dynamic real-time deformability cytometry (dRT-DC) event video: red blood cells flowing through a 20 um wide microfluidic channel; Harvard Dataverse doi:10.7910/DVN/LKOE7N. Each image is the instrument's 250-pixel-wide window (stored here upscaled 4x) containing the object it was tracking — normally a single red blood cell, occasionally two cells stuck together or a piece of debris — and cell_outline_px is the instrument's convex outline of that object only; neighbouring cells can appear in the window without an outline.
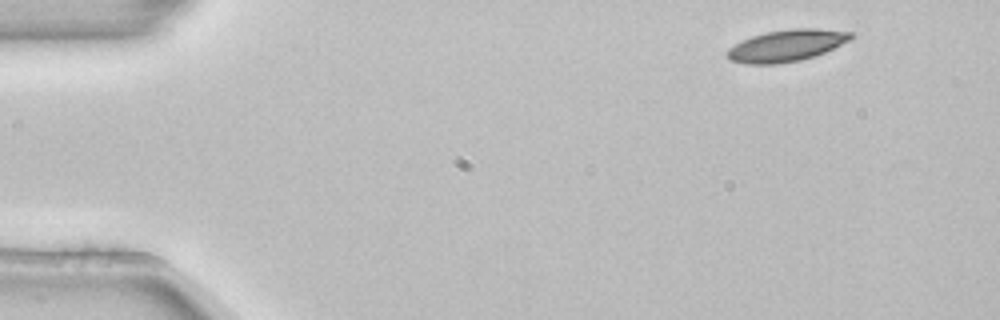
{"species": "common noctule bat (a hibernating species)", "species_latin": "Nyctalus noctula", "temperature_condition": "room temperature", "stored_images_in_passage": 3, "camera_frame_rate_fps": 3000, "um_per_image_px": 0.085, "animal": {"sex": "female", "body_mass_g": 22.7, "forearm_length_mm": 54.2}, "frame": {"image": 1, "passage_image": 1, "time_ms": 0.0, "image_size_px": [1000, 320], "cell_outline_px": [[852, 36], [848, 40], [824, 52], [800, 60], [776, 64], [744, 64], [732, 60], [728, 56], [728, 48], [752, 36], [768, 32], [792, 28], [816, 28], [852, 32]], "centroid_in_image_um": [66.84, 3.87], "position_along_channel_um": 18.2, "area_um2": 22.31}}